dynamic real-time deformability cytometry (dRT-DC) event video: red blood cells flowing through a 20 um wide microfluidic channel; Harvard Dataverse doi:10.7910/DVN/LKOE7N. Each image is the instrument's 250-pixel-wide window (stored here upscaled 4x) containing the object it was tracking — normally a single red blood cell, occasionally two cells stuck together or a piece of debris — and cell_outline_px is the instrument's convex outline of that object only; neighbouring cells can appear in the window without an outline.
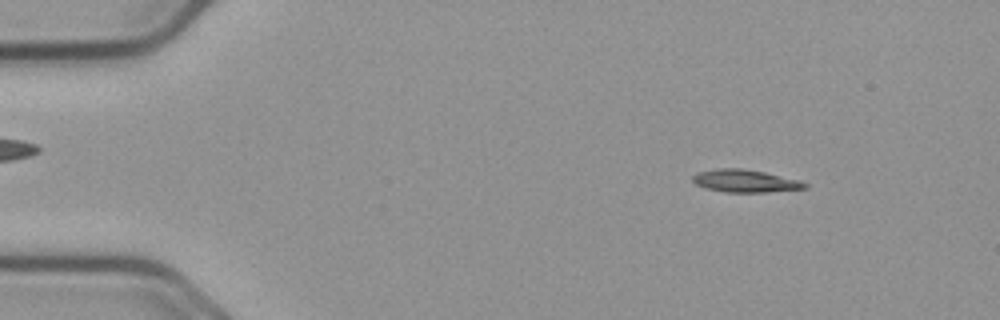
{"species": "common noctule bat (a hibernating species)", "species_latin": "Nyctalus noctula", "temperature_condition": "cold", "stored_images_in_passage": 55, "camera_frame_rate_fps": 3000, "um_per_image_px": 0.085, "animal": {"sex": "male", "body_mass_g": 23.1, "forearm_length_mm": 52.7}, "frame": {"image": 1, "passage_image": 7, "time_ms": 2.0, "image_size_px": [1000, 320], "cell_outline_px": [[808, 188], [768, 192], [724, 192], [704, 188], [696, 184], [692, 180], [692, 176], [696, 172], [716, 168], [744, 168], [764, 172], [796, 180], [808, 184]], "centroid_in_image_um": [63.27, 15.38], "position_along_channel_um": 21.7, "area_um2": 14.8}}
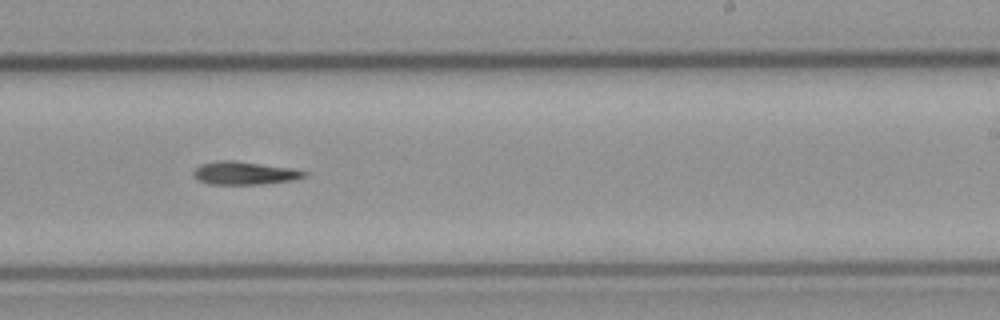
{"frame": {"image": 2, "passage_image": 34, "time_ms": 11.0, "image_size_px": [1000, 320], "cell_outline_px": [[308, 172], [304, 176], [292, 180], [260, 184], [208, 184], [192, 176], [192, 172], [200, 164], [216, 160], [236, 160], [292, 168]], "centroid_in_image_um": [20.72, 14.7], "position_along_channel_um": 268.3, "area_um2": 14.91}}
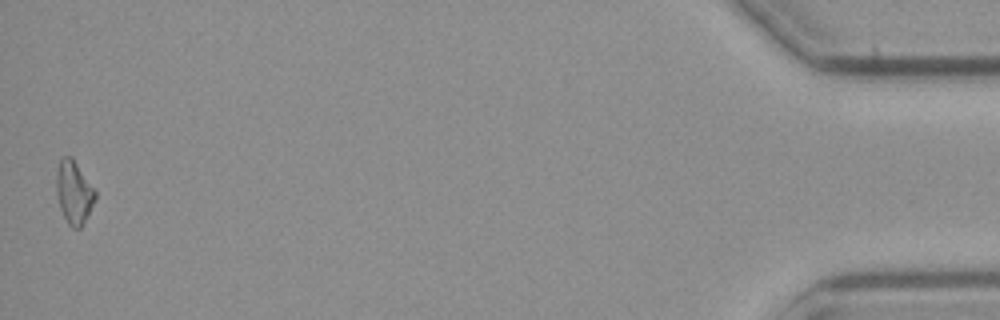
{"frame": {"image": 3, "passage_image": 55, "time_ms": 18.0, "image_size_px": [1000, 320], "cell_outline_px": [[96, 200], [80, 228], [72, 228], [68, 224], [60, 208], [56, 192], [56, 172], [60, 160], [64, 156], [72, 156], [96, 192]], "centroid_in_image_um": [6.27, 16.34], "position_along_channel_um": 428.9, "area_um2": 14.16}}